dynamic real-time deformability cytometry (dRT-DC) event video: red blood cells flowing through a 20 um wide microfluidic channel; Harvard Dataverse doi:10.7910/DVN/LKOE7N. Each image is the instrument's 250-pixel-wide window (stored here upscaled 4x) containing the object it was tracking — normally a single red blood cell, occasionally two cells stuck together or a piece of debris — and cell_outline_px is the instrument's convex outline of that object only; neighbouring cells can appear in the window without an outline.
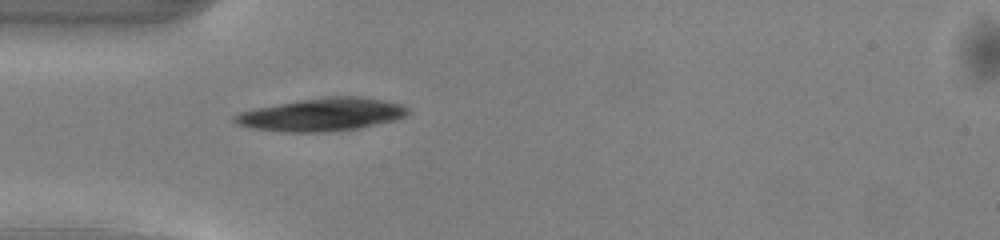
{"species": "common noctule bat (a hibernating species)", "species_latin": "Nyctalus noctula", "temperature_condition": "warm", "stored_images_in_passage": 36, "camera_frame_rate_fps": 3000, "um_per_image_px": 0.085, "animal": {"sex": "male", "body_mass_g": 13.0, "forearm_length_mm": 53.1}, "frame": {"image": 1, "passage_image": 1, "time_ms": 0.0, "image_size_px": [1000, 240], "cell_outline_px": [[408, 112], [404, 116], [396, 120], [360, 128], [332, 132], [284, 132], [252, 128], [236, 124], [232, 120], [232, 116], [240, 112], [252, 108], [324, 96], [360, 96], [384, 100], [400, 104], [408, 108]], "centroid_in_image_um": [27.33, 9.74], "position_along_channel_um": 57.7, "area_um2": 33.52}}
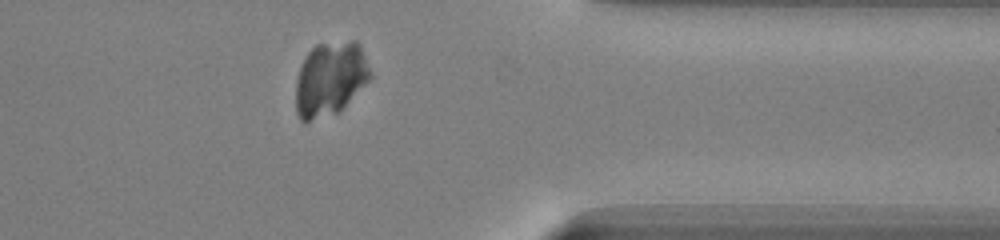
{"frame": {"image": 2, "passage_image": 26, "time_ms": 8.333, "image_size_px": [1000, 240], "cell_outline_px": [[372, 76], [340, 112], [304, 124], [300, 120], [296, 112], [296, 80], [300, 68], [308, 52], [316, 44], [352, 40], [356, 40], [360, 44], [372, 72]], "centroid_in_image_um": [28.07, 6.72], "position_along_channel_um": 383.3, "area_um2": 32.6}}
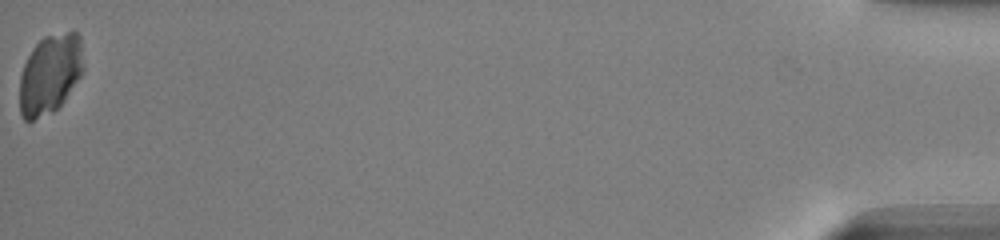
{"frame": {"image": 3, "passage_image": 36, "time_ms": 11.667, "image_size_px": [1000, 240], "cell_outline_px": [[84, 72], [64, 100], [52, 112], [32, 120], [24, 120], [20, 116], [20, 76], [24, 64], [32, 48], [44, 36], [68, 32], [76, 32], [80, 36], [84, 68]], "centroid_in_image_um": [4.26, 6.29], "position_along_channel_um": 430.9, "area_um2": 29.59}}